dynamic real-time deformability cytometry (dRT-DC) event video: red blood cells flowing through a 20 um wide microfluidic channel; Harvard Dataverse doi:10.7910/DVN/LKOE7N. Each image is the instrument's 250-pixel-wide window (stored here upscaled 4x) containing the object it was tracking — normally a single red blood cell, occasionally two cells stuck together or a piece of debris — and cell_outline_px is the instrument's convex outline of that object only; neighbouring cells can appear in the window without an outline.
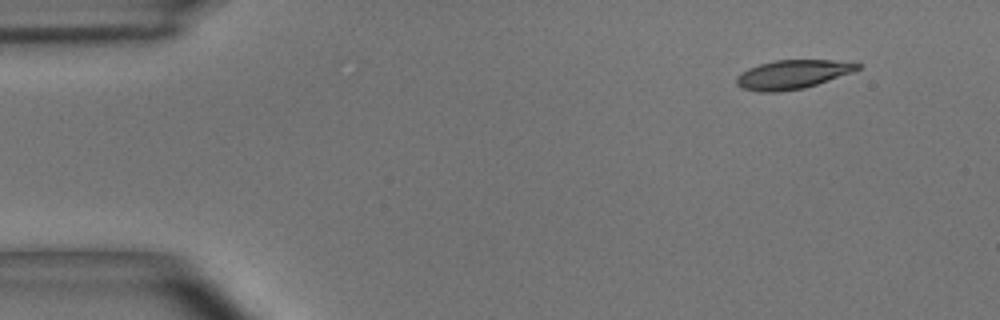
{"species": "common noctule bat (a hibernating species)", "species_latin": "Nyctalus noctula", "temperature_condition": "room temperature", "stored_images_in_passage": 5, "camera_frame_rate_fps": 3000, "um_per_image_px": 0.085, "animal": {"sex": "male", "body_mass_g": 15.6}, "frame": {"image": 1, "passage_image": 1, "time_ms": 0.0, "image_size_px": [1000, 320], "cell_outline_px": [[860, 68], [852, 72], [804, 88], [776, 92], [760, 92], [744, 88], [736, 84], [736, 76], [740, 72], [748, 68], [760, 64], [776, 60], [832, 60], [860, 64]], "centroid_in_image_um": [67.31, 6.32], "position_along_channel_um": 17.7, "area_um2": 20.11}}